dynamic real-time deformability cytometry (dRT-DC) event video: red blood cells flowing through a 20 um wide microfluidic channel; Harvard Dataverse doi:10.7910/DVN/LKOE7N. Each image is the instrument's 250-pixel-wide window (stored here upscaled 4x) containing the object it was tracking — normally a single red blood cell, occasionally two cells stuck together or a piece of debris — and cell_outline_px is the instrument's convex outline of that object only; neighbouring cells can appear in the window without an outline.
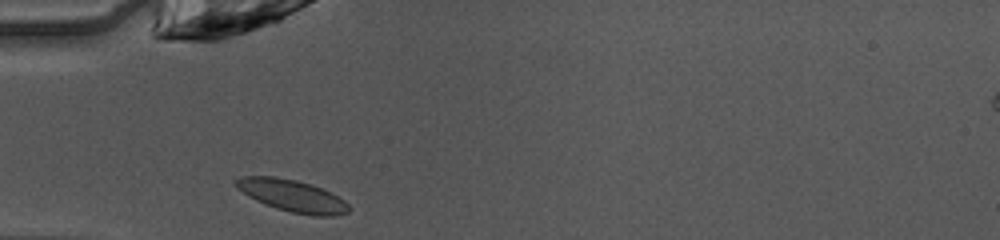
{"species": "common noctule bat (a hibernating species)", "species_latin": "Nyctalus noctula", "temperature_condition": "warm", "stored_images_in_passage": 35, "camera_frame_rate_fps": 3000, "um_per_image_px": 0.085, "animal": {"sex": "female", "body_mass_g": 10.0, "forearm_length_mm": 53.1}, "frame": {"image": 1, "passage_image": 1, "time_ms": 0.0, "image_size_px": [1000, 240], "cell_outline_px": [[352, 208], [348, 212], [332, 216], [312, 216], [292, 212], [276, 208], [256, 200], [248, 196], [236, 188], [236, 180], [240, 176], [276, 176], [296, 180], [312, 184], [344, 200]], "centroid_in_image_um": [24.84, 16.63], "position_along_channel_um": 60.2, "area_um2": 20.92}}
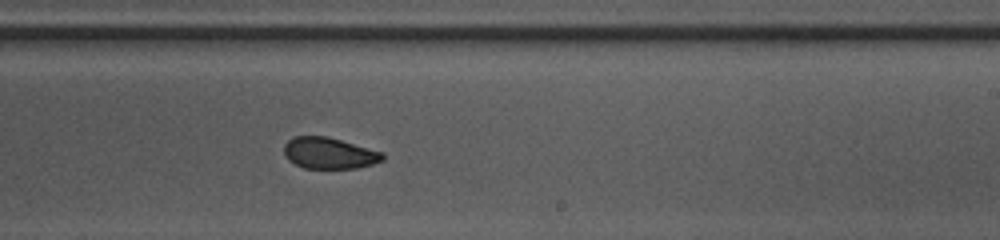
{"frame": {"image": 2, "passage_image": 16, "time_ms": 5.0, "image_size_px": [1000, 240], "cell_outline_px": [[384, 160], [372, 164], [356, 168], [304, 168], [288, 160], [284, 156], [284, 144], [292, 136], [328, 136], [384, 152]], "centroid_in_image_um": [27.98, 13.01], "position_along_channel_um": 261.0, "area_um2": 18.15}}
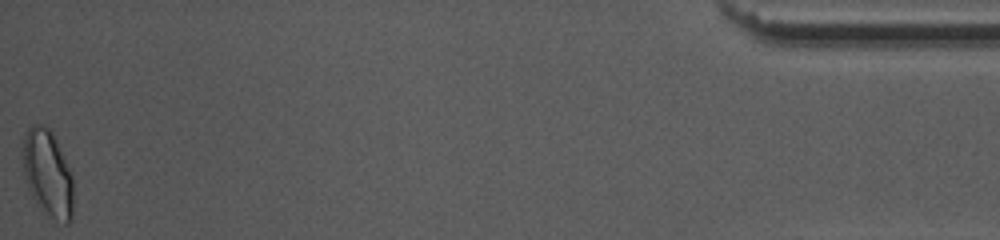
{"frame": {"image": 3, "passage_image": 35, "time_ms": 11.333, "image_size_px": [1000, 240], "cell_outline_px": [[72, 220], [68, 224], [64, 224], [44, 216], [32, 196], [28, 188], [24, 176], [24, 132], [32, 124], [44, 124], [52, 132], [56, 140], [72, 176]], "centroid_in_image_um": [4.05, 14.79], "position_along_channel_um": 431.1, "area_um2": 25.61}, "authors_computed_cell_mechanics": {"area_um2": 19.4786, "velocity_mm_per_s": 4.0796, "shape_relaxation_time_tau1_ms": null, "shape_relaxation_time_tau2_ms": 1.8865, "deformation_change_tau1": null, "deformation_change_tau2": 0.0724}}